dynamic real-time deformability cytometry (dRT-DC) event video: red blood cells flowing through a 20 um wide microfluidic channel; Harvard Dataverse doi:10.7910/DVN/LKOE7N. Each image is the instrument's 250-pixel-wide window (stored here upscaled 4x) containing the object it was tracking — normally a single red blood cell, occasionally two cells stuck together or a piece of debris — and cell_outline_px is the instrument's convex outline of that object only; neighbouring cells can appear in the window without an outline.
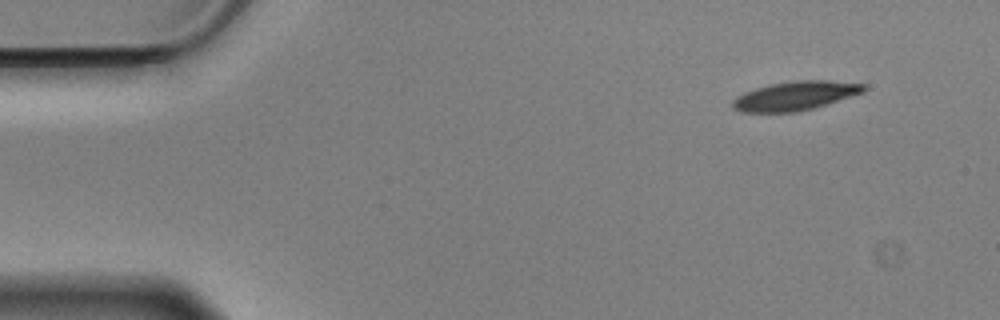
{"species": "Egyptian fruit bat (a non-hibernating species)", "species_latin": "Rousettus aegyptiacus", "temperature_condition": "cold", "stored_images_in_passage": 53, "camera_frame_rate_fps": 3000, "um_per_image_px": 0.085, "animal": {"sex": "male"}, "frame": {"image": 1, "passage_image": 1, "time_ms": 0.0, "image_size_px": [1000, 320], "cell_outline_px": [[864, 92], [816, 108], [796, 112], [740, 112], [732, 108], [732, 100], [736, 96], [744, 92], [756, 88], [772, 84], [796, 80], [828, 80], [864, 84]], "centroid_in_image_um": [67.57, 8.15], "position_along_channel_um": 17.4, "area_um2": 22.2}}
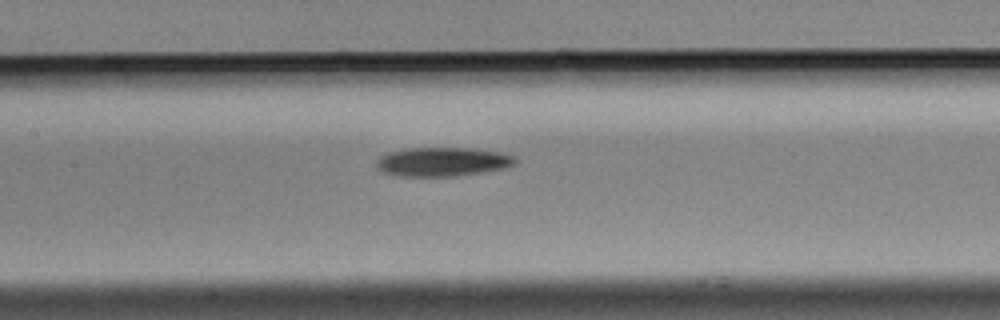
{"frame": {"image": 2, "passage_image": 22, "time_ms": 7.0, "image_size_px": [1000, 320], "cell_outline_px": [[516, 164], [504, 168], [456, 176], [400, 176], [384, 172], [376, 168], [376, 160], [380, 156], [388, 152], [408, 148], [472, 148], [500, 152], [516, 156]], "centroid_in_image_um": [37.61, 13.74], "position_along_channel_um": 169.8, "area_um2": 23.47}}
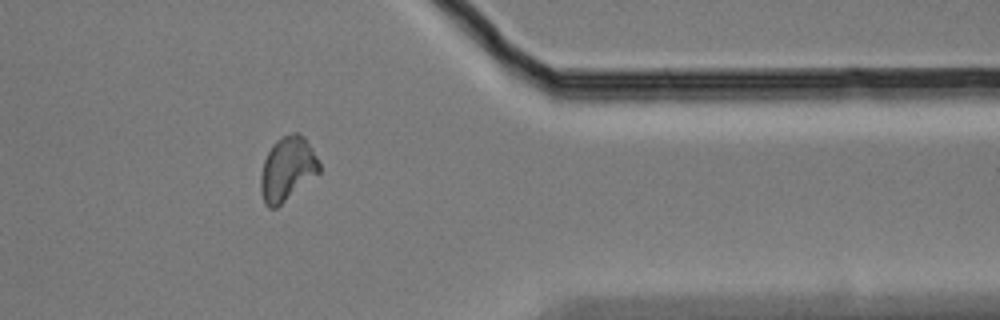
{"frame": {"image": 3, "passage_image": 42, "time_ms": 13.667, "image_size_px": [1000, 320], "cell_outline_px": [[320, 172], [276, 208], [268, 208], [264, 204], [260, 192], [260, 176], [264, 160], [272, 144], [276, 140], [292, 132], [296, 132], [304, 136], [312, 148], [320, 164]], "centroid_in_image_um": [24.41, 14.36], "position_along_channel_um": 387.0, "area_um2": 21.85}, "authors_computed_cell_mechanics": {"area_um2": 22.3108, "velocity_mm_per_s": 3.5022, "shape_relaxation_time_tau1_ms": 3.3872, "shape_relaxation_time_tau2_ms": null, "deformation_change_tau1": 0.1228, "deformation_change_tau2": null}}